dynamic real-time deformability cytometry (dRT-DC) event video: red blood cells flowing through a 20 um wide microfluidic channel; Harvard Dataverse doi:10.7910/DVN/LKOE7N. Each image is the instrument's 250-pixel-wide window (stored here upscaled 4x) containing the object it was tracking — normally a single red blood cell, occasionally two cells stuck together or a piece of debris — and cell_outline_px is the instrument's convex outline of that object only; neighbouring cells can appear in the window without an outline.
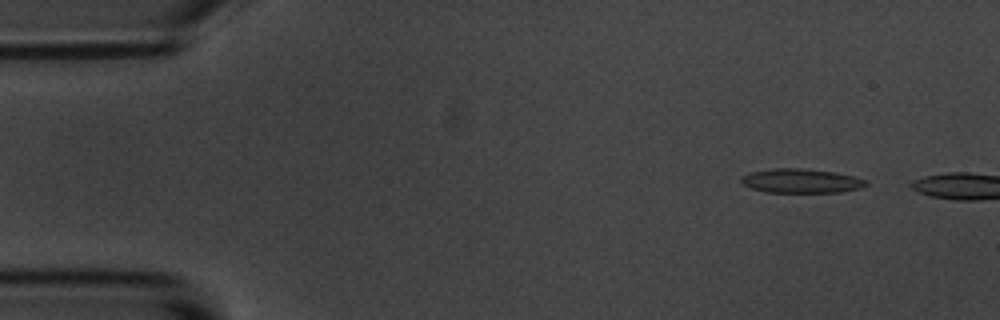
{"species": "common noctule bat (a hibernating species)", "species_latin": "Nyctalus noctula", "temperature_condition": "room temperature", "stored_images_in_passage": 48, "camera_frame_rate_fps": 3000, "um_per_image_px": 0.085, "animal": {"sex": "male", "body_mass_g": 20.1, "forearm_length_mm": 53.5}, "frame": {"image": 1, "passage_image": 5, "time_ms": 1.333, "image_size_px": [1000, 320], "cell_outline_px": [[868, 184], [860, 188], [840, 192], [764, 192], [752, 188], [744, 184], [740, 180], [740, 176], [748, 172], [772, 168], [800, 168], [836, 172], [868, 180]], "centroid_in_image_um": [68.07, 15.36], "position_along_channel_um": 16.9, "area_um2": 17.69}}
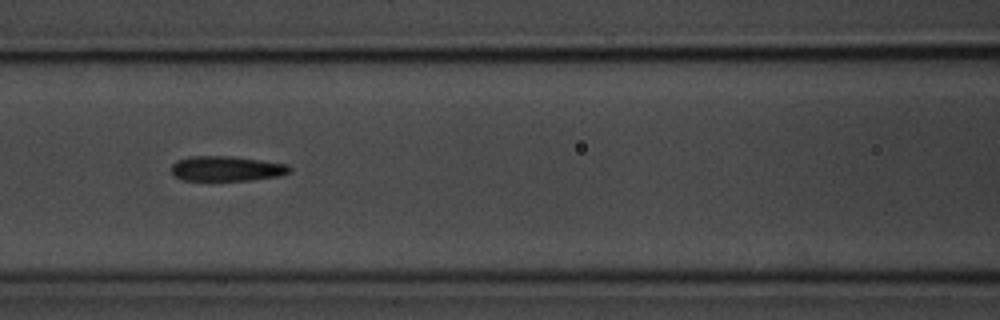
{"frame": {"image": 2, "passage_image": 23, "time_ms": 7.333, "image_size_px": [1000, 320], "cell_outline_px": [[292, 172], [280, 176], [248, 180], [184, 180], [176, 176], [172, 172], [172, 164], [176, 160], [192, 156], [228, 156], [260, 160], [288, 164], [292, 168]], "centroid_in_image_um": [19.3, 14.33], "position_along_channel_um": 147.3, "area_um2": 17.17}}
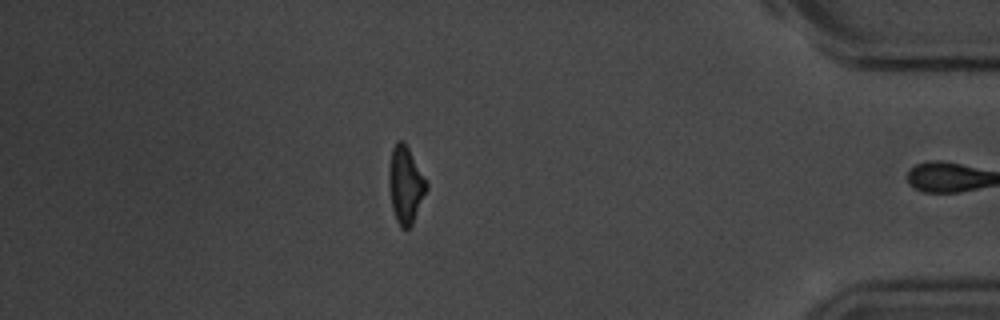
{"frame": {"image": 3, "passage_image": 47, "time_ms": 15.333, "image_size_px": [1000, 320], "cell_outline_px": [[428, 188], [412, 224], [408, 228], [400, 228], [396, 220], [392, 208], [388, 184], [388, 172], [392, 148], [396, 140], [404, 140], [428, 184]], "centroid_in_image_um": [34.45, 15.69], "position_along_channel_um": 400.8, "area_um2": 16.88}, "authors_computed_cell_mechanics": {"area_um2": 17.7735, "velocity_mm_per_s": 3.6768, "shape_relaxation_time_tau1_ms": 3.8292, "shape_relaxation_time_tau2_ms": 3.1273, "deformation_change_tau1": 0.1381, "deformation_change_tau2": 0.1289}}